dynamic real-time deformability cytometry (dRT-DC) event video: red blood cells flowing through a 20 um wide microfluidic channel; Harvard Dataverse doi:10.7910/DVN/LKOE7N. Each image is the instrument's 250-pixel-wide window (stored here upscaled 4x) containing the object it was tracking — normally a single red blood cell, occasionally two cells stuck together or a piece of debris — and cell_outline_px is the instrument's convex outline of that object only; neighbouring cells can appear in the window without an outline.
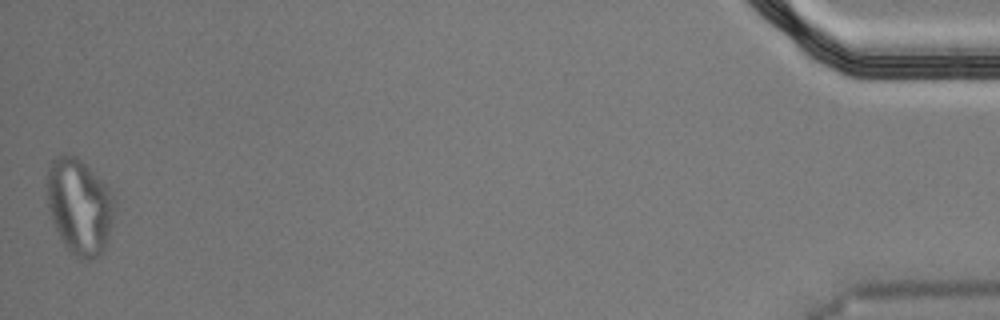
{"species": "Egyptian fruit bat (a non-hibernating species)", "species_latin": "Rousettus aegyptiacus", "temperature_condition": "cold", "stored_images_in_passage": 54, "segment_of_instrument_passage": [2, 2], "camera_frame_rate_fps": 3000, "um_per_image_px": 0.085, "animal": {"sex": "male"}, "frame": {"image": 1, "passage_image": 54, "time_ms": 17.667, "image_size_px": [1000, 320], "cell_outline_px": [[116, 204], [112, 228], [108, 240], [100, 256], [76, 256], [64, 244], [52, 220], [48, 208], [48, 164], [56, 156], [64, 152], [72, 152], [112, 192], [116, 200]], "centroid_in_image_um": [6.77, 17.48], "position_along_channel_um": 428.4, "area_um2": 37.4}}